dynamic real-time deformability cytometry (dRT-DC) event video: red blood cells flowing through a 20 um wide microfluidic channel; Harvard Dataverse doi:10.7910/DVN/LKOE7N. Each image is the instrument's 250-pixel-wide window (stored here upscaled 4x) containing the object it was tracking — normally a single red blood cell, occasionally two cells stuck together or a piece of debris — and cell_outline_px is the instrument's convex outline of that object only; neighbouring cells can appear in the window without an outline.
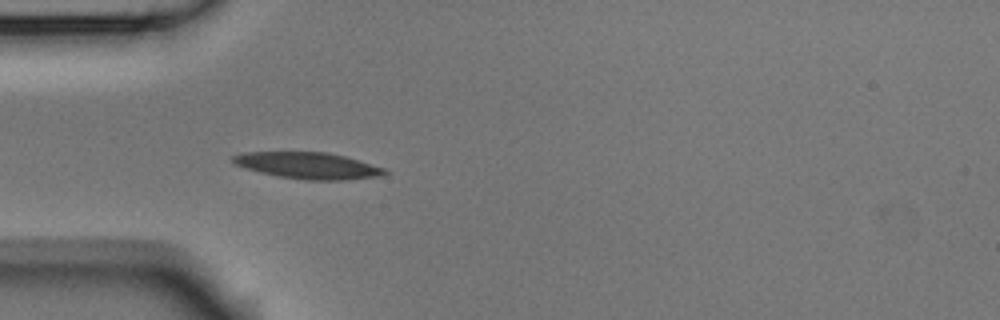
{"species": "Egyptian fruit bat (a non-hibernating species)", "species_latin": "Rousettus aegyptiacus", "temperature_condition": "room temperature", "stored_images_in_passage": 4, "camera_frame_rate_fps": 3000, "um_per_image_px": 0.085, "animal": {"sex": "male"}, "frame": {"image": 1, "passage_image": 4, "time_ms": 1.0, "image_size_px": [1000, 320], "cell_outline_px": [[388, 172], [384, 176], [348, 180], [304, 180], [280, 176], [260, 172], [244, 168], [236, 164], [232, 160], [232, 156], [244, 152], [328, 152], [344, 156], [384, 168]], "centroid_in_image_um": [26.21, 14.08], "position_along_channel_um": 58.8, "area_um2": 23.35}}